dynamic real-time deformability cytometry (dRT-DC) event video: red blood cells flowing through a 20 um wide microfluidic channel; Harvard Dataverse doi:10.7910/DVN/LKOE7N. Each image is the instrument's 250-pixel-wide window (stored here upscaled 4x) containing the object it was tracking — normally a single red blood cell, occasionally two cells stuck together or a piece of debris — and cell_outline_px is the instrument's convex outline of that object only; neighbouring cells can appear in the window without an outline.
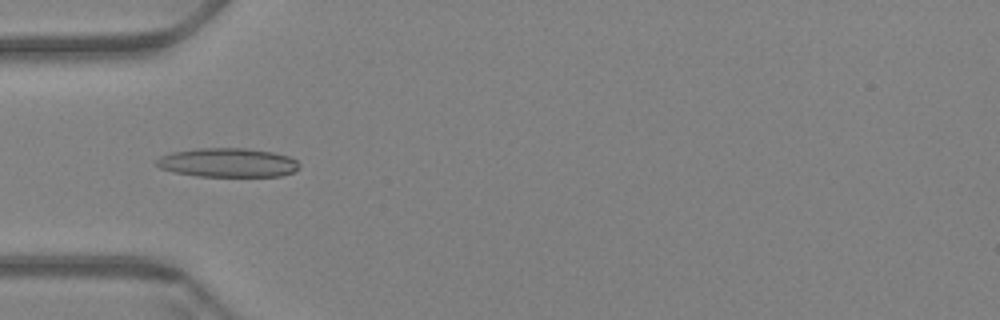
{"species": "Egyptian fruit bat (a non-hibernating species)", "species_latin": "Rousettus aegyptiacus", "temperature_condition": "warm", "stored_images_in_passage": 53, "camera_frame_rate_fps": 3000, "um_per_image_px": 0.085, "animal": {"sex": "female"}, "frame": {"image": 1, "passage_image": 19, "time_ms": 6.0, "image_size_px": [1000, 320], "cell_outline_px": [[300, 168], [292, 172], [280, 176], [196, 176], [172, 172], [160, 168], [156, 164], [156, 160], [160, 156], [172, 152], [196, 148], [244, 148], [272, 152], [288, 156], [296, 160], [300, 164]], "centroid_in_image_um": [19.34, 13.82], "position_along_channel_um": 65.7, "area_um2": 24.22}}
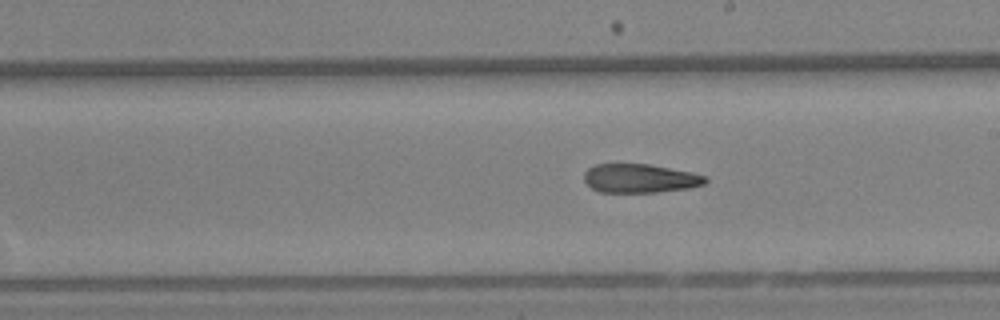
{"frame": {"image": 2, "passage_image": 34, "time_ms": 11.0, "image_size_px": [1000, 320], "cell_outline_px": [[708, 180], [704, 184], [688, 188], [656, 192], [600, 192], [592, 188], [584, 180], [584, 172], [588, 168], [596, 164], [648, 164], [692, 172], [704, 176]], "centroid_in_image_um": [54.38, 15.16], "position_along_channel_um": 234.6, "area_um2": 20.23}}
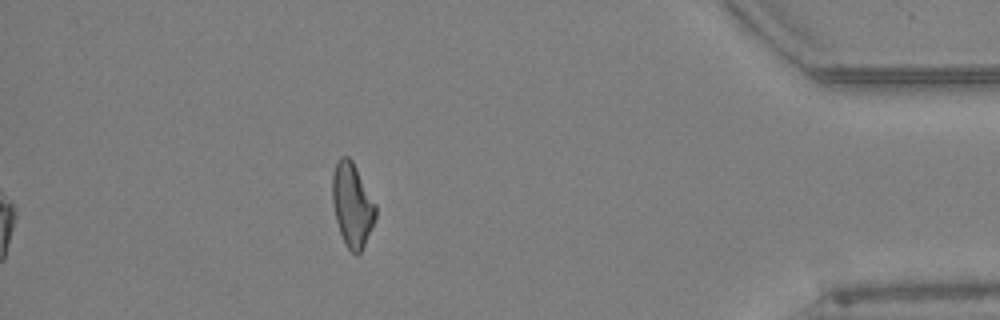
{"frame": {"image": 3, "passage_image": 53, "time_ms": 17.333, "image_size_px": [1000, 320], "cell_outline_px": [[376, 216], [364, 244], [360, 252], [356, 256], [348, 248], [340, 232], [336, 220], [332, 200], [332, 176], [336, 164], [340, 156], [348, 156], [352, 160], [376, 204]], "centroid_in_image_um": [29.93, 17.39], "position_along_channel_um": 405.3, "area_um2": 20.81}, "authors_computed_cell_mechanics": {"area_um2": 22.3108, "velocity_mm_per_s": 3.4099, "shape_relaxation_time_tau1_ms": null, "shape_relaxation_time_tau2_ms": 5.8614, "deformation_change_tau1": null, "deformation_change_tau2": 0.1692}}